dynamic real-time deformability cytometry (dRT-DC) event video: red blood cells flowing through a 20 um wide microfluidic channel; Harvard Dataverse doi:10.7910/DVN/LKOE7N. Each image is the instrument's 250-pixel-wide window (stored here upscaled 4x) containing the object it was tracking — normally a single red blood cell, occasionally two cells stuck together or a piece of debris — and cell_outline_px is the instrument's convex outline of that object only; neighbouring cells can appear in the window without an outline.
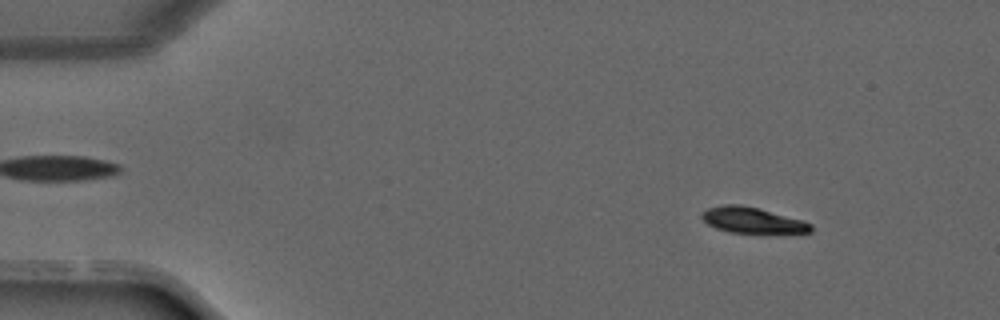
{"species": "common noctule bat (a hibernating species)", "species_latin": "Nyctalus noctula", "temperature_condition": "warm", "stored_images_in_passage": 9, "camera_frame_rate_fps": 3000, "um_per_image_px": 0.085, "animal": {"sex": "male", "forearm_length_mm": 52.5}, "frame": {"image": 1, "passage_image": 5, "time_ms": 1.333, "image_size_px": [1000, 320], "cell_outline_px": [[812, 232], [728, 232], [716, 228], [708, 224], [700, 216], [708, 208], [724, 204], [740, 204], [756, 208], [800, 220], [812, 224]], "centroid_in_image_um": [63.89, 18.71], "position_along_channel_um": 21.1, "area_um2": 15.78}}